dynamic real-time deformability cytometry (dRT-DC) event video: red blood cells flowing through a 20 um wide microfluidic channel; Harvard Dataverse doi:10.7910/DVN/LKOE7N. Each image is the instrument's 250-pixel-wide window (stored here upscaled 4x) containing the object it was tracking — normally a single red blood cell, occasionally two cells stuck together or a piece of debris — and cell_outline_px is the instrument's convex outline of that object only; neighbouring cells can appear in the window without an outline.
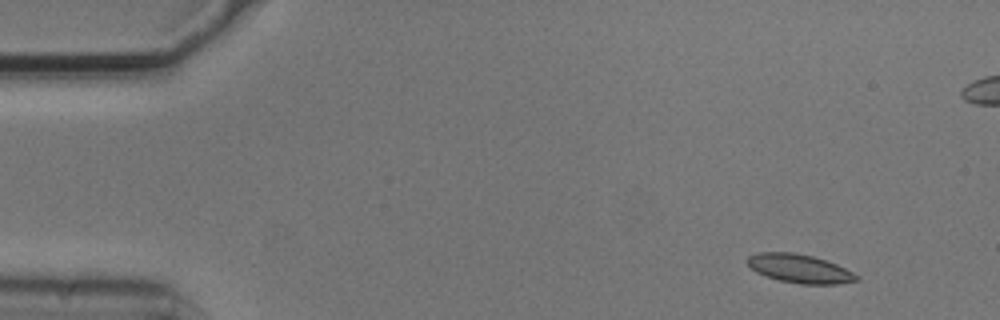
{"species": "common noctule bat (a hibernating species)", "species_latin": "Nyctalus noctula", "temperature_condition": "cold", "stored_images_in_passage": 5, "camera_frame_rate_fps": 3000, "um_per_image_px": 0.085, "animal": {"sex": "male", "body_mass_g": 20.5, "forearm_length_mm": 52.5}, "frame": {"image": 1, "passage_image": 1, "time_ms": 0.0, "image_size_px": [1000, 320], "cell_outline_px": [[860, 280], [836, 284], [800, 284], [780, 280], [756, 272], [748, 264], [748, 256], [760, 252], [792, 252], [812, 256], [836, 264], [860, 276]], "centroid_in_image_um": [67.99, 22.83], "position_along_channel_um": 17.0, "area_um2": 17.98}}